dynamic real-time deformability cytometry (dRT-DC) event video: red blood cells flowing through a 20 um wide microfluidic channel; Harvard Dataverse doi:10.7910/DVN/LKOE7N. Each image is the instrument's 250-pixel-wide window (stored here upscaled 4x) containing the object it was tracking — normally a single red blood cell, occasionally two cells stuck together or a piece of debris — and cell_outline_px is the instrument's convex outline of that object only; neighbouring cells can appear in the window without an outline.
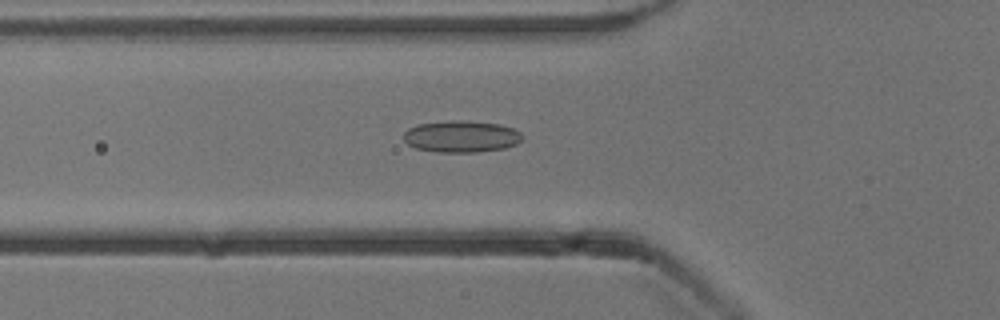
{"species": "common noctule bat (a hibernating species)", "species_latin": "Nyctalus noctula", "temperature_condition": "cold", "stored_images_in_passage": 53, "camera_frame_rate_fps": 3000, "um_per_image_px": 0.085, "animal": {"sex": "male", "body_mass_g": 13.3}, "frame": {"image": 1, "passage_image": 19, "time_ms": 6.0, "image_size_px": [1000, 320], "cell_outline_px": [[524, 136], [516, 144], [504, 148], [476, 152], [436, 152], [416, 148], [408, 144], [404, 140], [404, 132], [408, 128], [416, 124], [452, 120], [468, 120], [500, 124], [512, 128], [520, 132]], "centroid_in_image_um": [39.2, 11.59], "position_along_channel_um": 86.6, "area_um2": 22.08}}
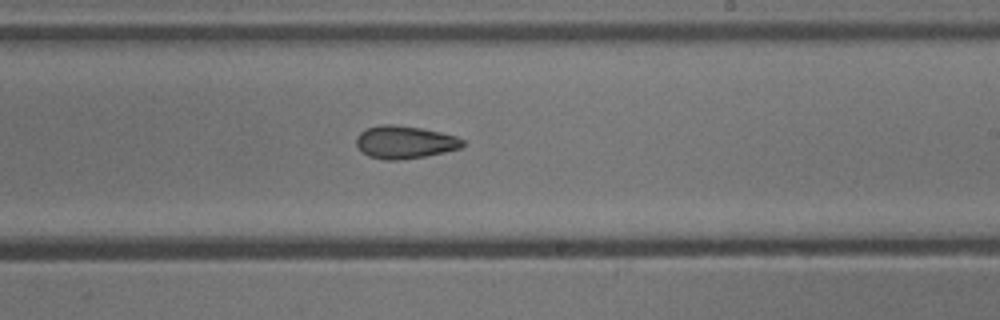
{"frame": {"image": 2, "passage_image": 32, "time_ms": 10.333, "image_size_px": [1000, 320], "cell_outline_px": [[464, 144], [460, 148], [444, 152], [424, 156], [400, 160], [384, 160], [368, 156], [356, 144], [356, 136], [360, 132], [368, 128], [380, 124], [392, 124], [420, 128], [440, 132], [456, 136], [464, 140]], "centroid_in_image_um": [34.39, 12.08], "position_along_channel_um": 254.6, "area_um2": 20.17}}
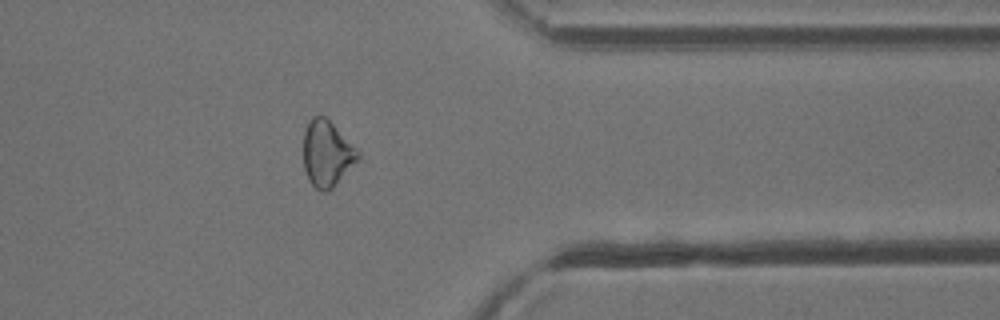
{"frame": {"image": 3, "passage_image": 43, "time_ms": 14.0, "image_size_px": [1000, 320], "cell_outline_px": [[360, 160], [328, 192], [320, 192], [308, 180], [304, 168], [304, 132], [308, 120], [312, 116], [324, 116], [360, 152]], "centroid_in_image_um": [27.79, 13.09], "position_along_channel_um": 383.6, "area_um2": 20.98}}